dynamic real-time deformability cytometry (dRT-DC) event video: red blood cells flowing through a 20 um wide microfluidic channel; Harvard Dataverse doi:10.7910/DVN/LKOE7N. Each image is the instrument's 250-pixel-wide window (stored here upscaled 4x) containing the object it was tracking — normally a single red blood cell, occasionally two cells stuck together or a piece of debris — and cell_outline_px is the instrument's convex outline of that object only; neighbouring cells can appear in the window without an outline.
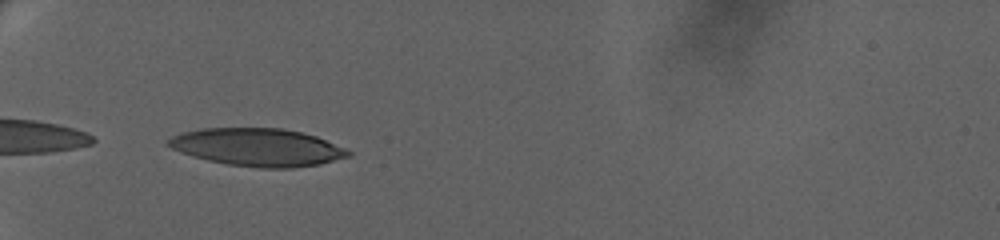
{"species": "human", "species_latin": "Homo sapiens", "temperature_condition": "warm", "stored_images_in_passage": 40, "camera_frame_rate_fps": 3000, "um_per_image_px": 0.085, "donor": {"sex": "female"}, "frame": {"image": 1, "passage_image": 1, "time_ms": 0.0, "image_size_px": [1000, 240], "cell_outline_px": [[352, 156], [320, 164], [292, 168], [260, 168], [228, 164], [208, 160], [192, 156], [180, 152], [164, 144], [172, 136], [184, 132], [200, 128], [284, 128], [316, 136], [344, 148], [352, 152]], "centroid_in_image_um": [21.89, 12.52], "position_along_channel_um": 63.1, "area_um2": 39.59}}
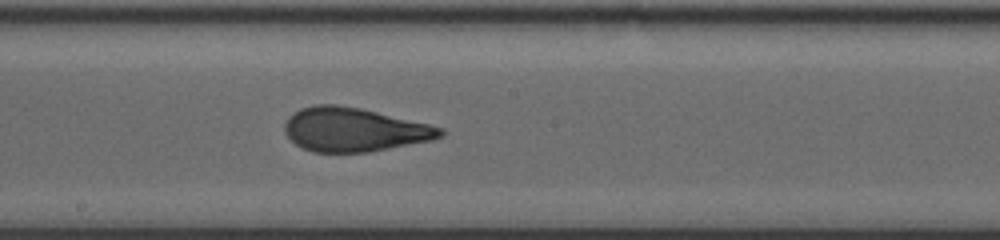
{"frame": {"image": 2, "passage_image": 17, "time_ms": 5.333, "image_size_px": [1000, 240], "cell_outline_px": [[444, 136], [432, 140], [368, 152], [312, 152], [296, 144], [284, 132], [284, 124], [288, 116], [292, 112], [300, 108], [316, 104], [336, 104], [360, 108], [428, 124], [444, 128]], "centroid_in_image_um": [30.07, 11.01], "position_along_channel_um": 218.1, "area_um2": 39.71}}
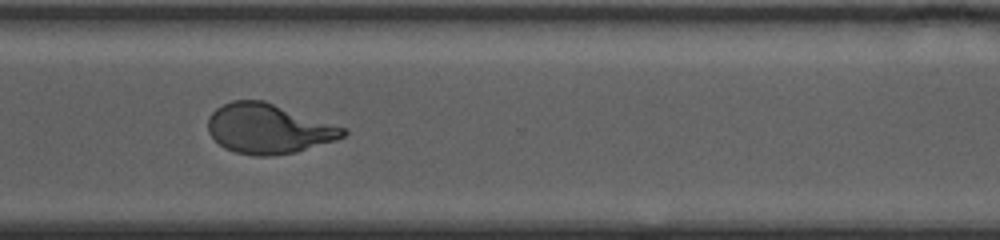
{"frame": {"image": 3, "passage_image": 29, "time_ms": 9.333, "image_size_px": [1000, 240], "cell_outline_px": [[348, 132], [344, 136], [336, 140], [296, 152], [272, 156], [256, 156], [236, 152], [224, 148], [208, 132], [208, 116], [216, 108], [232, 100], [264, 100], [348, 128]], "centroid_in_image_um": [22.84, 10.93], "position_along_channel_um": 347.8, "area_um2": 39.42}, "authors_computed_cell_mechanics": {"area_um2": 39.7664, "velocity_mm_per_s": 3.2511, "shape_relaxation_time_tau1_ms": 11.1106, "shape_relaxation_time_tau2_ms": 0.944, "deformation_change_tau1": 0.3446, "deformation_change_tau2": 0.0828}}